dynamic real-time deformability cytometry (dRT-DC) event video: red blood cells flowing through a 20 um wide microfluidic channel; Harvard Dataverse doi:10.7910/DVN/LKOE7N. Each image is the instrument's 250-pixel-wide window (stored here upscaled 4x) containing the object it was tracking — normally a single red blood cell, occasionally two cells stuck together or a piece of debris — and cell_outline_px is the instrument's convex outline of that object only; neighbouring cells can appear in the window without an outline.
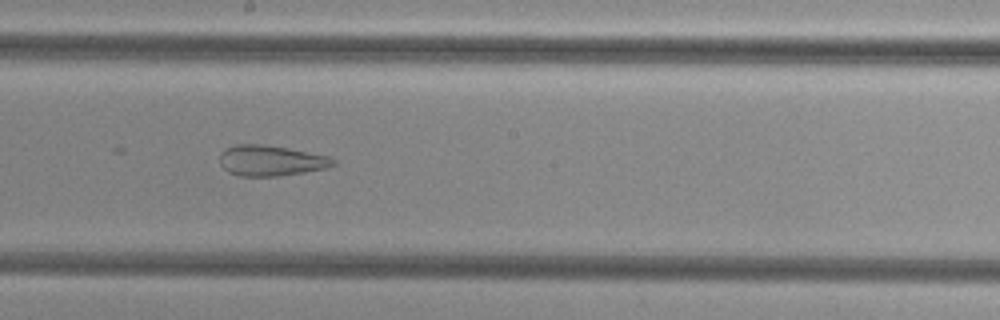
{"species": "common noctule bat (a hibernating species)", "species_latin": "Nyctalus noctula", "temperature_condition": "cold", "stored_images_in_passage": 47, "camera_frame_rate_fps": 3000, "um_per_image_px": 0.085, "animal": {"sex": "female", "body_mass_g": 29.2, "forearm_length_mm": 56.3}, "frame": {"image": 1, "passage_image": 24, "time_ms": 7.667, "image_size_px": [1000, 320], "cell_outline_px": [[336, 164], [328, 168], [280, 176], [240, 176], [228, 172], [220, 164], [220, 152], [224, 148], [236, 144], [260, 144], [288, 148], [328, 156], [336, 160]], "centroid_in_image_um": [23.01, 13.65], "position_along_channel_um": 225.2, "area_um2": 20.35}}
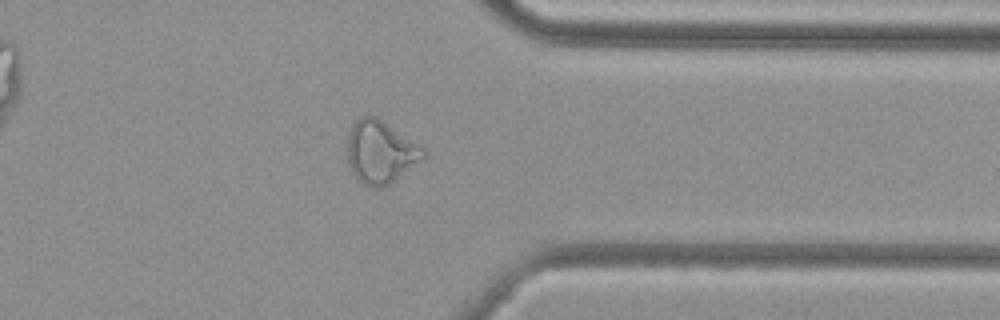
{"frame": {"image": 2, "passage_image": 36, "time_ms": 11.667, "image_size_px": [1000, 320], "cell_outline_px": [[428, 152], [424, 156], [384, 188], [364, 184], [356, 180], [348, 164], [348, 136], [352, 124], [360, 116], [376, 116], [420, 144]], "centroid_in_image_um": [32.32, 12.9], "position_along_channel_um": 379.1, "area_um2": 27.51}}
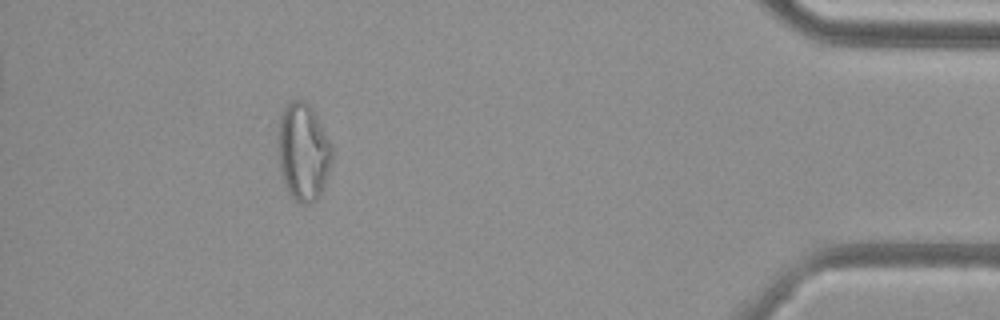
{"frame": {"image": 3, "passage_image": 42, "time_ms": 13.667, "image_size_px": [1000, 320], "cell_outline_px": [[332, 160], [324, 188], [320, 196], [312, 204], [300, 204], [288, 192], [280, 172], [276, 140], [276, 136], [280, 116], [288, 100], [304, 100], [312, 108], [332, 144]], "centroid_in_image_um": [25.76, 12.91], "position_along_channel_um": 409.4, "area_um2": 31.39}}